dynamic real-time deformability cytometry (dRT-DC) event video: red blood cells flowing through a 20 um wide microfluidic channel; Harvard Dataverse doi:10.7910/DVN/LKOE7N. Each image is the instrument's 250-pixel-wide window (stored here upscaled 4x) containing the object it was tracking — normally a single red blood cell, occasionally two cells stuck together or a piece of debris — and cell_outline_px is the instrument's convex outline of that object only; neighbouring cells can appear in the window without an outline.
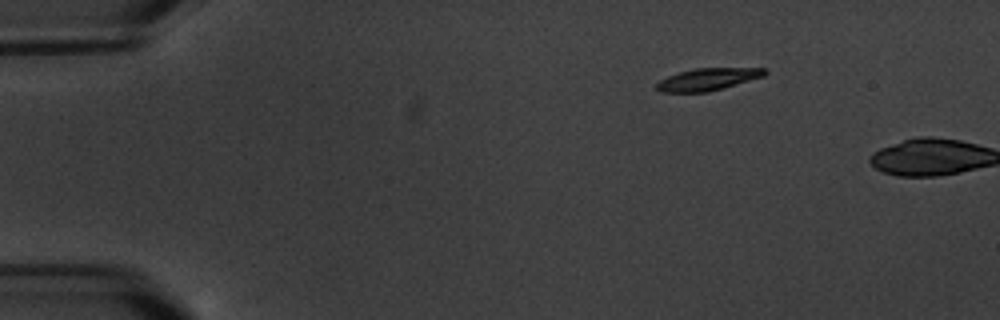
{"species": "common noctule bat (a hibernating species)", "species_latin": "Nyctalus noctula", "temperature_condition": "warm", "stored_images_in_passage": 2, "camera_frame_rate_fps": 3000, "um_per_image_px": 0.085, "animal": {"sex": "male", "body_mass_g": 20.1, "forearm_length_mm": 53.5}, "frame": {"image": 1, "passage_image": 1, "time_ms": 0.0, "image_size_px": [1000, 320], "cell_outline_px": [[768, 72], [764, 76], [708, 92], [660, 92], [656, 88], [656, 84], [660, 80], [668, 76], [680, 72], [696, 68], [768, 68]], "centroid_in_image_um": [60.17, 6.73], "position_along_channel_um": 24.8, "area_um2": 13.87}}